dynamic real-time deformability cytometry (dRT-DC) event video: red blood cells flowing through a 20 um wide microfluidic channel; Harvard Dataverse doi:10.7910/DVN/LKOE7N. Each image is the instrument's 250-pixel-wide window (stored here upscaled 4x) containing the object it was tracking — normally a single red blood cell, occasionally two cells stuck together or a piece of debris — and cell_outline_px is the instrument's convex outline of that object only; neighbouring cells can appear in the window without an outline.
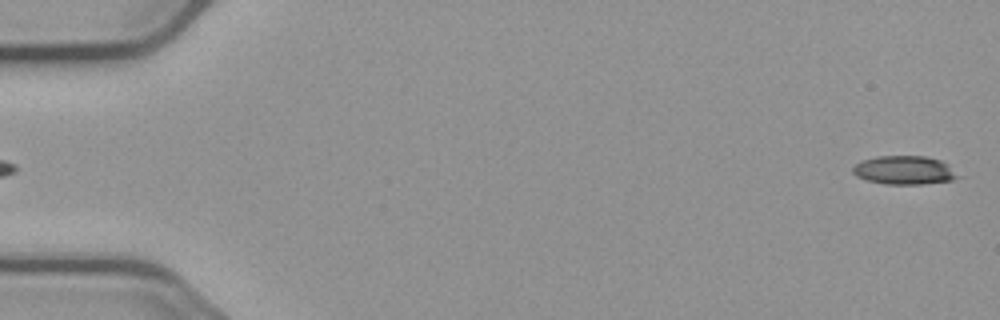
{"species": "common noctule bat (a hibernating species)", "species_latin": "Nyctalus noctula", "temperature_condition": "cold", "stored_images_in_passage": 3, "segment_of_instrument_passage": [2, 2], "camera_frame_rate_fps": 3000, "um_per_image_px": 0.085, "animal": {"sex": "male", "body_mass_g": 23.1, "forearm_length_mm": 52.7}, "frame": {"image": 1, "passage_image": 3, "time_ms": 3.333, "image_size_px": [1000, 320], "cell_outline_px": [[964, 176], [952, 180], [920, 184], [888, 184], [868, 180], [856, 176], [852, 172], [852, 168], [860, 160], [876, 156], [924, 156], [940, 160], [948, 164]], "centroid_in_image_um": [76.91, 14.46], "position_along_channel_um": 8.1, "area_um2": 17.69}}